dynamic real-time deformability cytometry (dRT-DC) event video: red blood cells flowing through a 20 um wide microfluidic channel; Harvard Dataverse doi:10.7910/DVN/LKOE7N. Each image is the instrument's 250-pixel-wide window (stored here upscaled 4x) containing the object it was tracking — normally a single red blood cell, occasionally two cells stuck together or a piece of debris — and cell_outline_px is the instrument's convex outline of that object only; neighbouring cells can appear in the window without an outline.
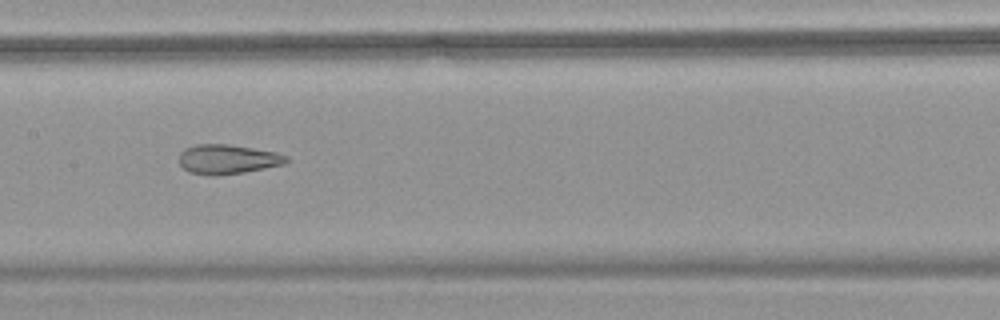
{"species": "common noctule bat (a hibernating species)", "species_latin": "Nyctalus noctula", "temperature_condition": "warm", "stored_images_in_passage": 56, "camera_frame_rate_fps": 3000, "um_per_image_px": 0.085, "animal": {"sex": "female", "body_mass_g": 18.4}, "frame": {"image": 1, "passage_image": 29, "time_ms": 9.333, "image_size_px": [1000, 320], "cell_outline_px": [[288, 160], [284, 164], [244, 172], [216, 176], [212, 176], [188, 172], [180, 164], [180, 152], [184, 148], [196, 144], [228, 144], [276, 152], [288, 156]], "centroid_in_image_um": [19.32, 13.53], "position_along_channel_um": 188.1, "area_um2": 18.44}}
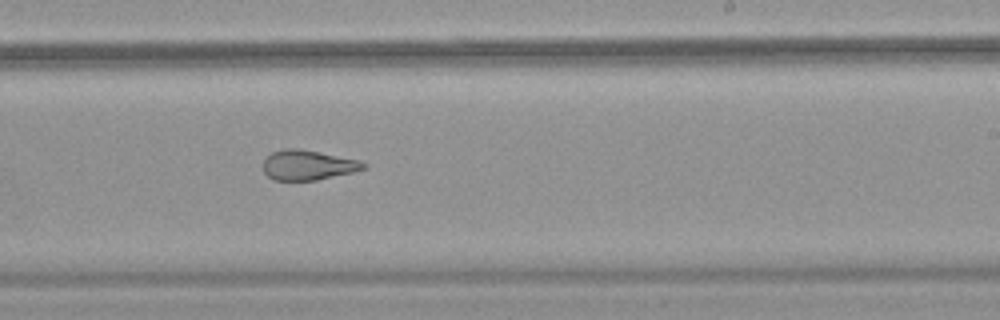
{"frame": {"image": 2, "passage_image": 35, "time_ms": 11.333, "image_size_px": [1000, 320], "cell_outline_px": [[368, 168], [352, 172], [316, 180], [272, 180], [264, 172], [264, 160], [272, 152], [284, 148], [300, 148], [360, 160], [368, 164]], "centroid_in_image_um": [26.2, 14.02], "position_along_channel_um": 262.8, "area_um2": 17.57}}
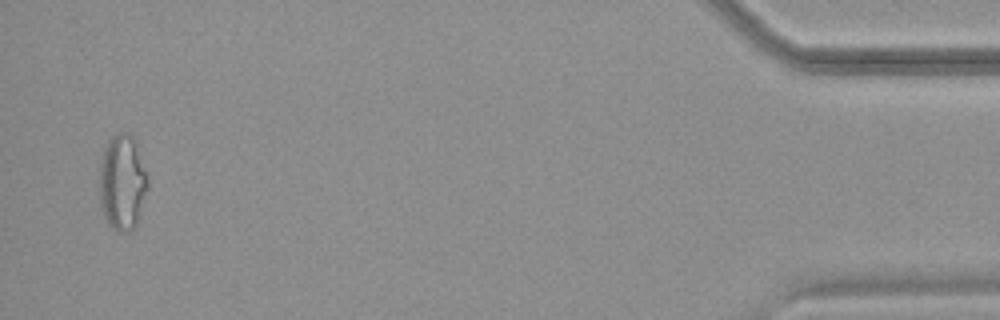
{"frame": {"image": 3, "passage_image": 54, "time_ms": 17.667, "image_size_px": [1000, 320], "cell_outline_px": [[148, 188], [136, 224], [128, 232], [120, 232], [112, 228], [104, 220], [100, 208], [100, 160], [104, 148], [108, 140], [112, 136], [120, 132], [128, 132], [136, 136], [148, 176]], "centroid_in_image_um": [10.41, 15.45], "position_along_channel_um": 424.8, "area_um2": 27.63}}